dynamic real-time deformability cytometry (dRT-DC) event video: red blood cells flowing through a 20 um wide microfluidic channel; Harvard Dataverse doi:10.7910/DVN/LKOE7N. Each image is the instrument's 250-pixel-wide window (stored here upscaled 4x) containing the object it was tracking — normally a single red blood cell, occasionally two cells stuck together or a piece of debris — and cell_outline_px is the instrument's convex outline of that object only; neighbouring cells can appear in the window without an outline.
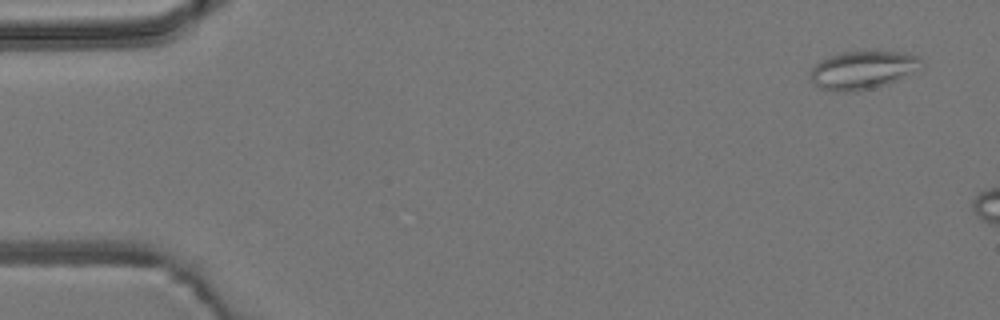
{"species": "common noctule bat (a hibernating species)", "species_latin": "Nyctalus noctula", "temperature_condition": "room temperature", "stored_images_in_passage": 2, "camera_frame_rate_fps": 3000, "um_per_image_px": 0.085, "animal": {"sex": "male", "body_mass_g": 19.2, "forearm_length_mm": 51.8}, "frame": {"image": 1, "passage_image": 1, "time_ms": 0.0, "image_size_px": [1000, 320], "cell_outline_px": [[920, 60], [896, 80], [872, 88], [856, 92], [836, 92], [820, 88], [808, 76], [812, 68], [816, 64], [828, 56], [840, 52], [864, 48], [876, 48], [904, 52], [920, 56]], "centroid_in_image_um": [73.2, 5.89], "position_along_channel_um": 11.8, "area_um2": 24.85}}